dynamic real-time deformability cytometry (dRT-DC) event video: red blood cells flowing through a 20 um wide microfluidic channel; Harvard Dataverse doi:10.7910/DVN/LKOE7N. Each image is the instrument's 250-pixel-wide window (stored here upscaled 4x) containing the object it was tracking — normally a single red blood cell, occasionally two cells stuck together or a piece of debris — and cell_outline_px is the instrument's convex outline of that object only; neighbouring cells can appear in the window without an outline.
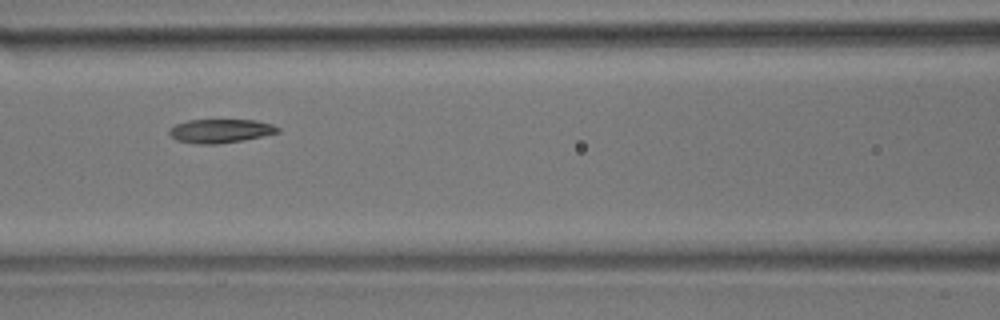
{"species": "common noctule bat (a hibernating species)", "species_latin": "Nyctalus noctula", "temperature_condition": "room temperature", "stored_images_in_passage": 12, "camera_frame_rate_fps": 3000, "um_per_image_px": 0.085, "animal": {"sex": "male", "body_mass_g": 17.9}, "frame": {"image": 1, "passage_image": 4, "time_ms": 3.333, "image_size_px": [1000, 320], "cell_outline_px": [[280, 132], [264, 136], [244, 140], [216, 144], [196, 144], [176, 140], [168, 132], [168, 128], [176, 124], [188, 120], [256, 120], [272, 124], [280, 128]], "centroid_in_image_um": [18.74, 11.13], "position_along_channel_um": 147.9, "area_um2": 15.14}}
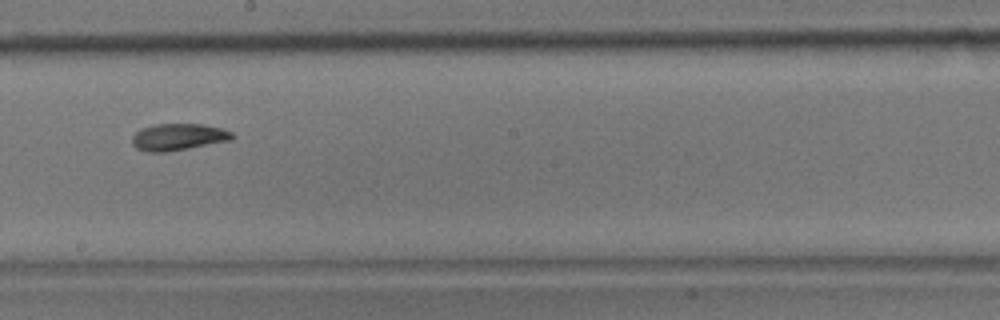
{"frame": {"image": 2, "passage_image": 6, "time_ms": 5.667, "image_size_px": [1000, 320], "cell_outline_px": [[236, 136], [232, 140], [168, 152], [144, 152], [136, 148], [132, 144], [132, 136], [140, 128], [152, 124], [204, 124], [220, 128], [232, 132]], "centroid_in_image_um": [15.13, 11.64], "position_along_channel_um": 233.1, "area_um2": 15.9}}
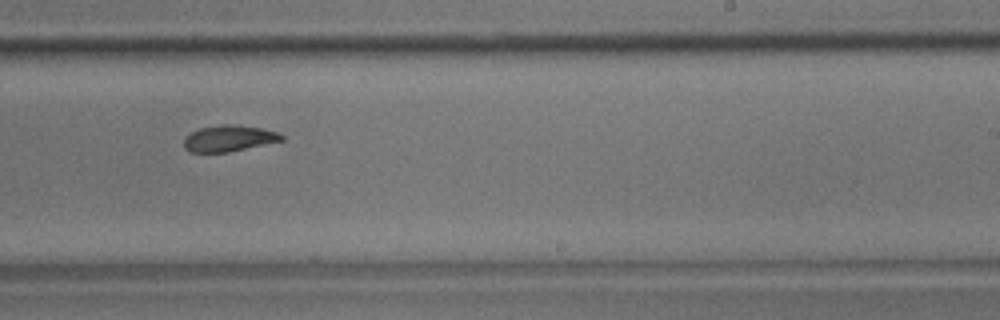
{"frame": {"image": 3, "passage_image": 7, "time_ms": 6.667, "image_size_px": [1000, 320], "cell_outline_px": [[284, 140], [228, 152], [188, 152], [184, 148], [184, 140], [192, 132], [200, 128], [224, 124], [232, 124], [260, 128], [276, 132], [284, 136]], "centroid_in_image_um": [19.45, 11.77], "position_along_channel_um": 269.6, "area_um2": 14.68}}